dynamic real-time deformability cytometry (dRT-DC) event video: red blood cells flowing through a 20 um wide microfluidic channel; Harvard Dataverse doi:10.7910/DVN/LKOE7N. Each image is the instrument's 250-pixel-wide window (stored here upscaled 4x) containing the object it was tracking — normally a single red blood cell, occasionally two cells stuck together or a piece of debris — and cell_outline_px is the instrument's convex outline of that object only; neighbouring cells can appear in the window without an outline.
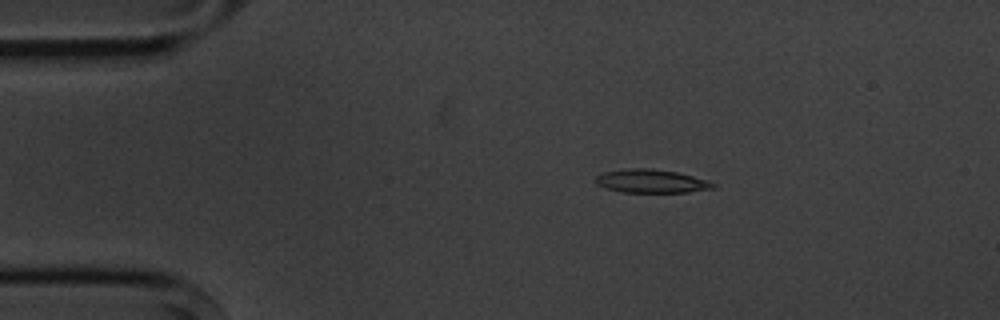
{"species": "common noctule bat (a hibernating species)", "species_latin": "Nyctalus noctula", "temperature_condition": "cold", "stored_images_in_passage": 9, "camera_frame_rate_fps": 3000, "um_per_image_px": 0.085, "animal": {"sex": "male", "body_mass_g": 20.1, "forearm_length_mm": 53.5}, "frame": {"image": 1, "passage_image": 1, "time_ms": 0.0, "image_size_px": [1000, 320], "cell_outline_px": [[716, 188], [688, 192], [620, 192], [596, 184], [596, 176], [604, 172], [628, 168], [648, 168], [676, 172], [708, 180], [716, 184]], "centroid_in_image_um": [55.38, 15.4], "position_along_channel_um": 29.6, "area_um2": 15.95}}
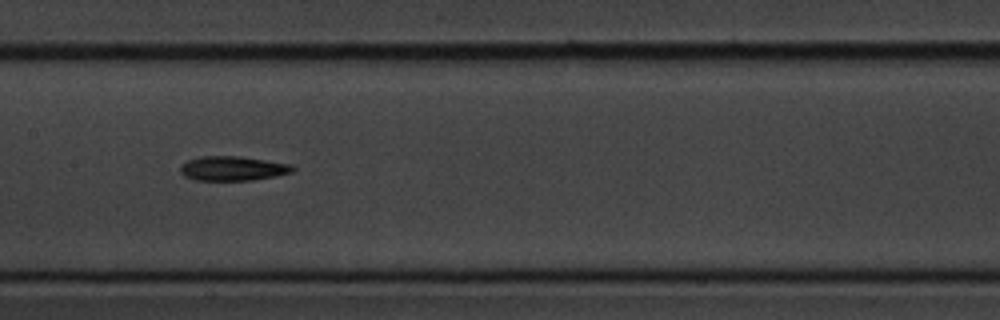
{"frame": {"image": 2, "passage_image": 6, "time_ms": 5.667, "image_size_px": [1000, 320], "cell_outline_px": [[296, 168], [292, 172], [276, 176], [252, 180], [196, 180], [184, 176], [180, 172], [180, 168], [188, 160], [200, 156], [240, 156], [292, 164]], "centroid_in_image_um": [19.81, 14.31], "position_along_channel_um": 187.6, "area_um2": 16.01}}
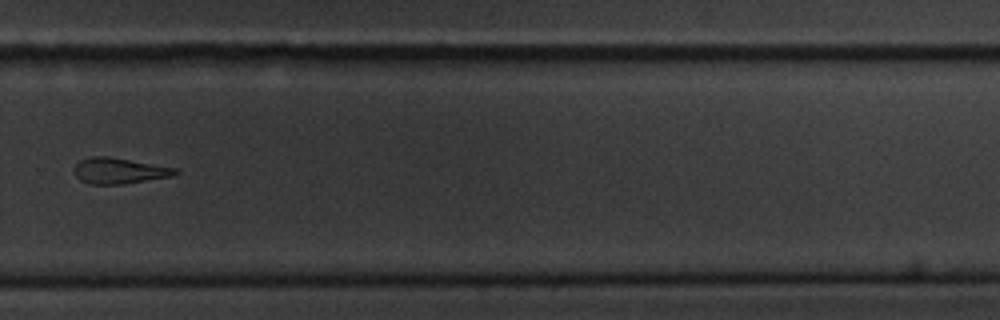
{"frame": {"image": 3, "passage_image": 9, "time_ms": 9.333, "image_size_px": [1000, 320], "cell_outline_px": [[180, 172], [172, 176], [124, 184], [92, 184], [80, 180], [76, 176], [72, 168], [80, 160], [92, 156], [108, 156], [180, 168]], "centroid_in_image_um": [10.16, 14.51], "position_along_channel_um": 319.6, "area_um2": 15.43}}